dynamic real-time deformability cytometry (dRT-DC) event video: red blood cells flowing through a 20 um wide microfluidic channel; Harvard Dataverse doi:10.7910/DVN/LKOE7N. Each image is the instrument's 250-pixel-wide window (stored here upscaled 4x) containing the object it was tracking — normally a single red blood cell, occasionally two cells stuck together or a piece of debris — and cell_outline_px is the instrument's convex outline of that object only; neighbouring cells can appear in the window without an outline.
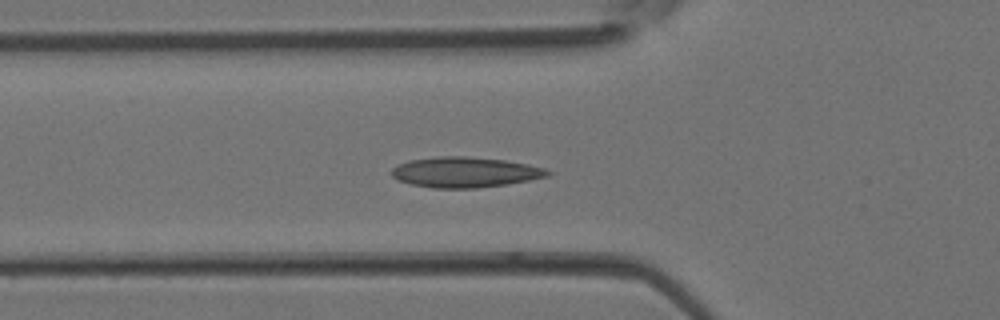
{"species": "Egyptian fruit bat (a non-hibernating species)", "species_latin": "Rousettus aegyptiacus", "temperature_condition": "room temperature", "stored_images_in_passage": 4, "camera_frame_rate_fps": 3000, "um_per_image_px": 0.085, "animal": {"sex": "female"}, "frame": {"image": 1, "passage_image": 4, "time_ms": 1.0, "image_size_px": [1000, 320], "cell_outline_px": [[552, 172], [548, 176], [528, 180], [504, 184], [476, 188], [432, 188], [412, 184], [396, 180], [392, 176], [392, 168], [396, 164], [408, 160], [440, 156], [464, 156], [504, 160], [528, 164], [544, 168]], "centroid_in_image_um": [39.48, 14.63], "position_along_channel_um": 86.3, "area_um2": 27.57}}